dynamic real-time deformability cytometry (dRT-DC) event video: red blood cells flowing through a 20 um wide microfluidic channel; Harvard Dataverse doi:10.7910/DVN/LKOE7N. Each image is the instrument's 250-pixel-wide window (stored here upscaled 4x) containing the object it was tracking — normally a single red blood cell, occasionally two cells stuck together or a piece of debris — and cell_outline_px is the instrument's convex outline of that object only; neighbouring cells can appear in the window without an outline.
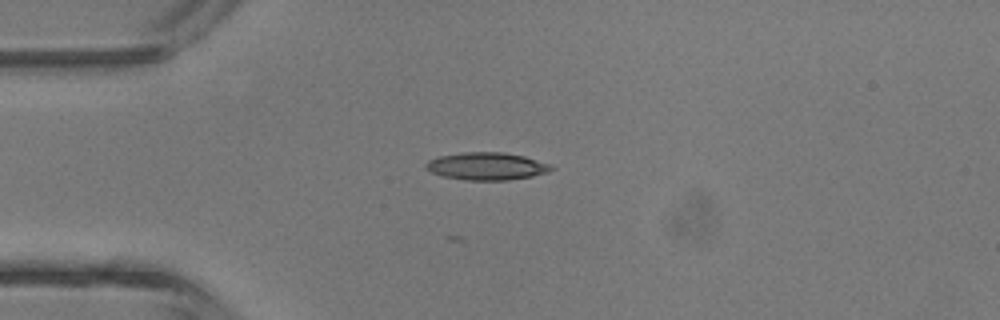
{"species": "common noctule bat (a hibernating species)", "species_latin": "Nyctalus noctula", "temperature_condition": "room temperature", "stored_images_in_passage": 3, "camera_frame_rate_fps": 3000, "um_per_image_px": 0.085, "animal": {"sex": "male", "body_mass_g": 13.3}, "frame": {"image": 1, "passage_image": 3, "time_ms": 2.333, "image_size_px": [1000, 320], "cell_outline_px": [[556, 168], [548, 172], [532, 176], [508, 180], [464, 180], [444, 176], [432, 172], [424, 168], [424, 164], [428, 160], [440, 156], [464, 152], [504, 152], [524, 156], [552, 164]], "centroid_in_image_um": [41.39, 14.12], "position_along_channel_um": 43.6, "area_um2": 20.23}}